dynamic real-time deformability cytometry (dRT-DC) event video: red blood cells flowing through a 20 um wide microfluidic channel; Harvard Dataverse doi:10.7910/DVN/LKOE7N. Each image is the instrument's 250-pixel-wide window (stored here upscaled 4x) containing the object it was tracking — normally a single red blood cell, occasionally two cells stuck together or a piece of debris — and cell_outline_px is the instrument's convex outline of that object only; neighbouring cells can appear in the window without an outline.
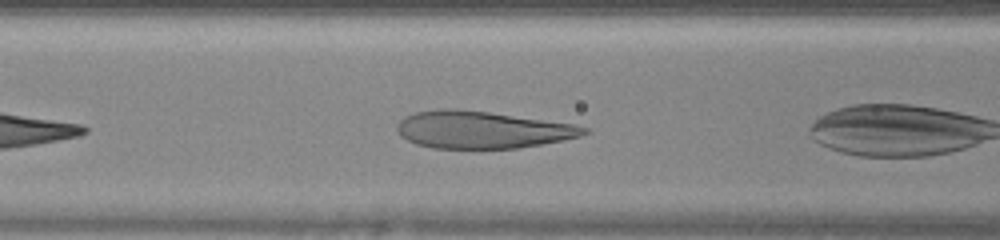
{"species": "human", "species_latin": "Homo sapiens", "temperature_condition": "warm", "stored_images_in_passage": 19, "camera_frame_rate_fps": 3000, "um_per_image_px": 0.085, "donor": {"sex": "female"}, "frame": {"image": 1, "passage_image": 4, "time_ms": 1.0, "image_size_px": [1000, 240], "cell_outline_px": [[592, 132], [580, 136], [540, 144], [516, 148], [432, 148], [416, 144], [400, 136], [396, 128], [396, 124], [404, 116], [416, 112], [444, 108], [452, 108], [488, 112], [572, 124], [592, 128]], "centroid_in_image_um": [40.94, 11.02], "position_along_channel_um": 125.7, "area_um2": 40.34}}